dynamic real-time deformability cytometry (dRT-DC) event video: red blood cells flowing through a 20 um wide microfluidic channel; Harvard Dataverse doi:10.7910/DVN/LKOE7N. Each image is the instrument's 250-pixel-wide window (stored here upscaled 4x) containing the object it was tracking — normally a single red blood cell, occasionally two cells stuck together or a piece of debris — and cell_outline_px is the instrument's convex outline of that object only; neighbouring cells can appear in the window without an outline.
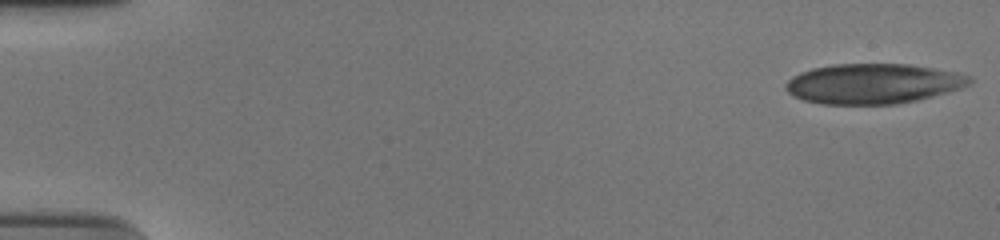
{"species": "human", "species_latin": "Homo sapiens", "temperature_condition": "cold", "stored_images_in_passage": 54, "camera_frame_rate_fps": 3000, "um_per_image_px": 0.085, "donor": {"sex": "male"}, "frame": {"image": 1, "passage_image": 1, "time_ms": 0.0, "image_size_px": [1000, 240], "cell_outline_px": [[972, 80], [968, 84], [960, 88], [916, 100], [896, 104], [824, 104], [804, 100], [788, 92], [784, 88], [784, 84], [792, 76], [800, 72], [812, 68], [832, 64], [908, 64], [956, 72], [972, 76]], "centroid_in_image_um": [74.18, 7.1], "position_along_channel_um": 10.8, "area_um2": 42.71}}
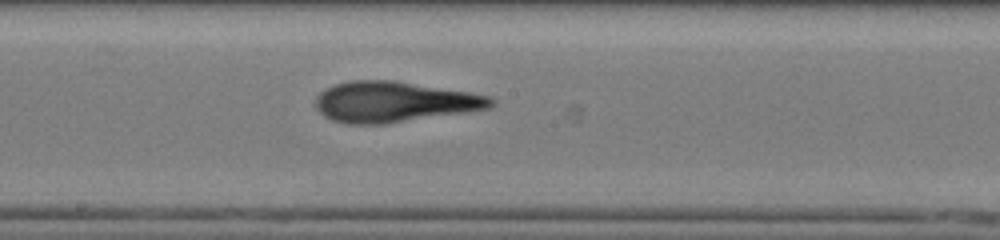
{"frame": {"image": 2, "passage_image": 30, "time_ms": 9.667, "image_size_px": [1000, 240], "cell_outline_px": [[496, 104], [488, 108], [464, 112], [384, 124], [348, 124], [332, 120], [324, 116], [316, 108], [316, 96], [324, 88], [336, 84], [352, 80], [396, 80], [472, 92], [492, 96], [496, 100]], "centroid_in_image_um": [33.52, 8.64], "position_along_channel_um": 214.7, "area_um2": 41.73}}
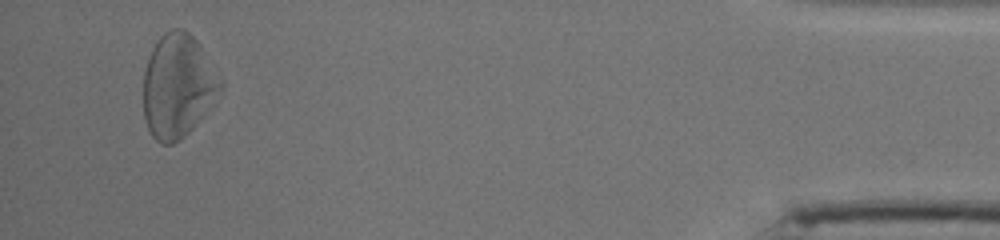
{"frame": {"image": 3, "passage_image": 52, "time_ms": 17.0, "image_size_px": [1000, 240], "cell_outline_px": [[224, 84], [200, 120], [184, 136], [172, 144], [160, 144], [152, 136], [144, 120], [144, 72], [152, 48], [160, 36], [164, 32], [172, 28], [184, 28], [200, 44], [224, 80]], "centroid_in_image_um": [15.13, 7.28], "position_along_channel_um": 420.1, "area_um2": 46.64}, "authors_computed_cell_mechanics": {"area_um2": 42.3674, "velocity_mm_per_s": 3.7357, "shape_relaxation_time_tau1_ms": 8.8144, "shape_relaxation_time_tau2_ms": 2.5692, "deformation_change_tau1": 0.2541, "deformation_change_tau2": 0.1333}}